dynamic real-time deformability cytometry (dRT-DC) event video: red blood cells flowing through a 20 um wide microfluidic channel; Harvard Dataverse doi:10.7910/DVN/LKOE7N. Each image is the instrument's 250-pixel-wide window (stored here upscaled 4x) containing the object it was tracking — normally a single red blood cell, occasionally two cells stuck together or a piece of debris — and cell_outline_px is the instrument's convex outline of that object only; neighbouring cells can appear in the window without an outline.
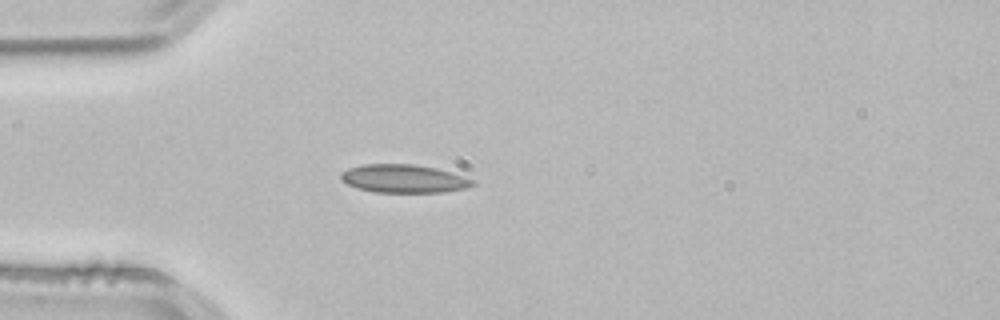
{"species": "common noctule bat (a hibernating species)", "species_latin": "Nyctalus noctula", "temperature_condition": "room temperature", "stored_images_in_passage": 39, "camera_frame_rate_fps": 3000, "um_per_image_px": 0.085, "animal": {"sex": "male", "body_mass_g": 21.5, "forearm_length_mm": 52.0}, "frame": {"image": 1, "passage_image": 1, "time_ms": 0.0, "image_size_px": [1000, 320], "cell_outline_px": [[476, 184], [468, 188], [444, 192], [376, 192], [356, 188], [340, 180], [340, 172], [348, 168], [360, 164], [412, 164], [436, 168], [472, 180]], "centroid_in_image_um": [34.25, 15.19], "position_along_channel_um": 50.7, "area_um2": 21.62}}
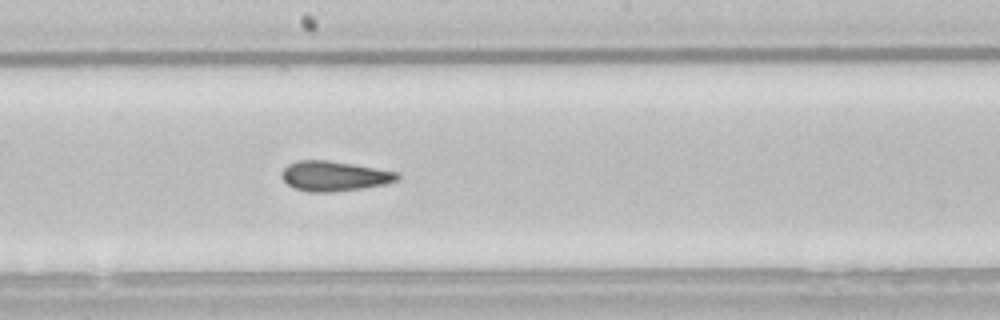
{"frame": {"image": 2, "passage_image": 15, "time_ms": 4.667, "image_size_px": [1000, 320], "cell_outline_px": [[400, 180], [384, 184], [360, 188], [332, 192], [308, 192], [292, 188], [280, 176], [280, 172], [288, 164], [296, 160], [328, 160], [400, 172]], "centroid_in_image_um": [28.39, 14.96], "position_along_channel_um": 219.8, "area_um2": 20.35}}
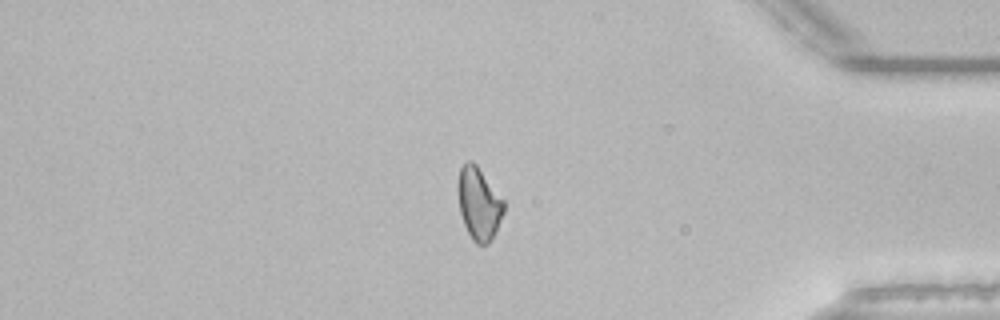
{"frame": {"image": 3, "passage_image": 31, "time_ms": 10.0, "image_size_px": [1000, 320], "cell_outline_px": [[504, 212], [496, 232], [492, 240], [488, 244], [476, 244], [472, 240], [464, 224], [460, 212], [456, 188], [460, 168], [468, 160], [472, 160], [476, 164], [504, 200]], "centroid_in_image_um": [40.69, 17.31], "position_along_channel_um": 394.5, "area_um2": 19.54}, "authors_computed_cell_mechanics": {"area_um2": 19.8832, "velocity_mm_per_s": 3.839, "shape_relaxation_time_tau1_ms": null, "shape_relaxation_time_tau2_ms": 2.3746, "deformation_change_tau1": null, "deformation_change_tau2": 0.0915}}